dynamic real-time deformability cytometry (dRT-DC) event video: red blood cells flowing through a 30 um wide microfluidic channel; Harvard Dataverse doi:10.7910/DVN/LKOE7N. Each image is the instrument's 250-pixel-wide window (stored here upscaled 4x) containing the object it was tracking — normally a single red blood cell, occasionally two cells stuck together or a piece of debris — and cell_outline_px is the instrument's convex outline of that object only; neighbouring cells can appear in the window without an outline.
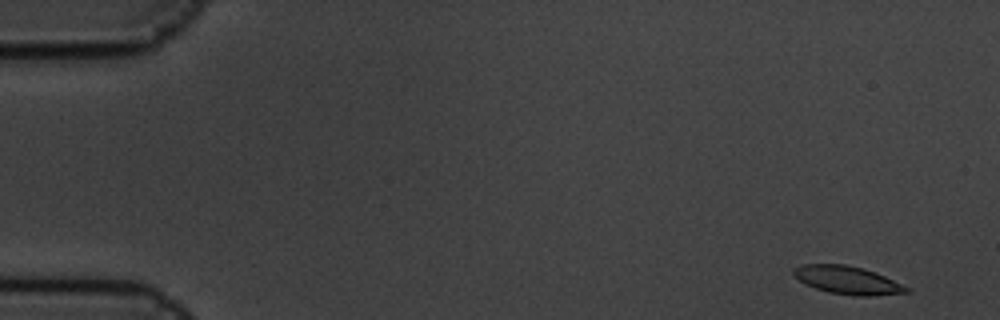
{"species": "common noctule bat (a hibernating species)", "species_latin": "Nyctalus noctula", "temperature_condition": "cold", "stored_images_in_passage": 5, "camera_frame_rate_fps": 3000, "um_per_image_px": 0.085, "animal": {"sex": "male", "body_mass_g": 19.5, "forearm_length_mm": 54.6}, "frame": {"image": 1, "passage_image": 1, "time_ms": 0.0, "image_size_px": [1000, 320], "cell_outline_px": [[912, 292], [872, 296], [856, 296], [828, 292], [816, 288], [800, 280], [792, 272], [792, 268], [800, 264], [844, 264], [860, 268], [884, 276], [912, 288]], "centroid_in_image_um": [72.07, 23.82], "position_along_channel_um": 12.9, "area_um2": 18.32}}
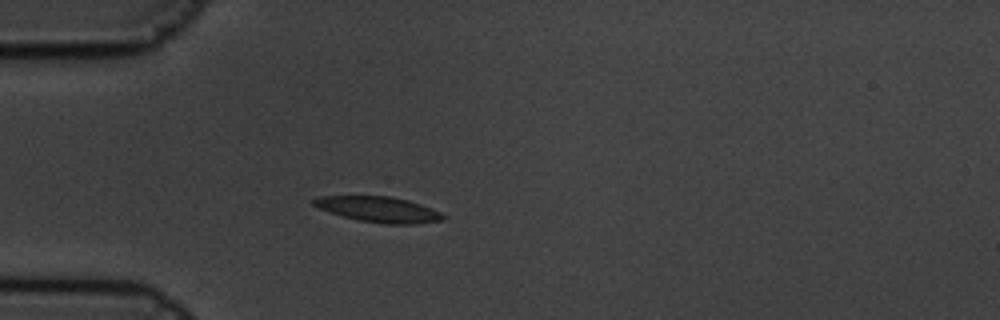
{"frame": {"image": 2, "passage_image": 5, "time_ms": 1.333, "image_size_px": [1000, 320], "cell_outline_px": [[448, 216], [444, 220], [412, 224], [384, 224], [356, 220], [320, 208], [312, 204], [312, 200], [320, 196], [392, 196], [408, 200], [432, 208]], "centroid_in_image_um": [32.24, 17.8], "position_along_channel_um": 52.8, "area_um2": 19.25}}